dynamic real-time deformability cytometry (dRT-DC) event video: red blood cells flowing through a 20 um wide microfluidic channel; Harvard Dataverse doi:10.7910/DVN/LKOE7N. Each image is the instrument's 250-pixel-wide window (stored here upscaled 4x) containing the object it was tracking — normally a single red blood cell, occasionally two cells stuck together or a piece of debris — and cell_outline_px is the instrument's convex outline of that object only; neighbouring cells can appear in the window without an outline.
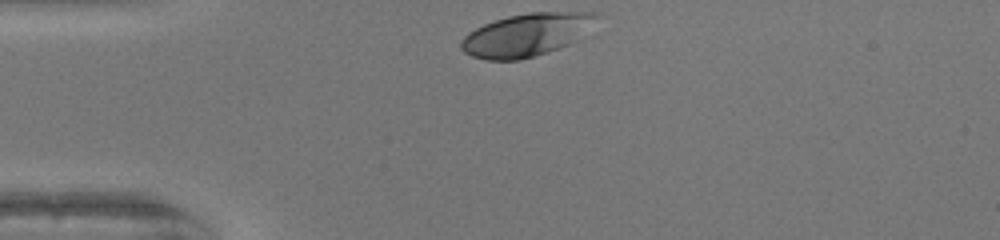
{"species": "human", "species_latin": "Homo sapiens", "temperature_condition": "warm", "stored_images_in_passage": 29, "camera_frame_rate_fps": 3000, "um_per_image_px": 0.085, "donor": {"sex": "female"}, "frame": {"image": 1, "passage_image": 1, "time_ms": 0.0, "image_size_px": [1000, 240], "cell_outline_px": [[604, 16], [568, 44], [520, 60], [484, 60], [472, 56], [464, 52], [460, 48], [460, 40], [468, 32], [484, 24], [508, 16], [528, 12], [596, 12]], "centroid_in_image_um": [44.72, 2.94], "position_along_channel_um": 40.3, "area_um2": 33.52}}
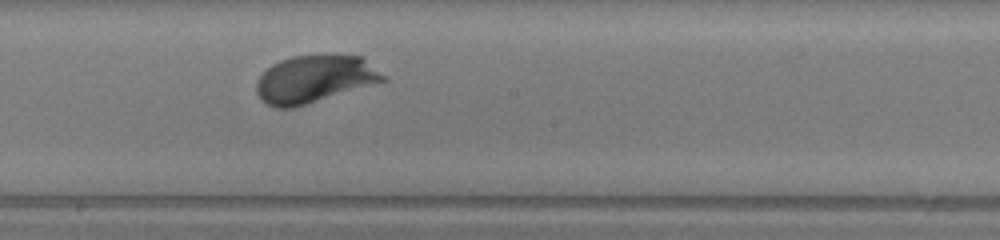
{"frame": {"image": 2, "passage_image": 17, "time_ms": 5.333, "image_size_px": [1000, 240], "cell_outline_px": [[388, 80], [292, 108], [276, 108], [260, 100], [256, 92], [256, 80], [272, 64], [280, 60], [292, 56], [328, 52], [364, 56], [388, 76]], "centroid_in_image_um": [26.8, 6.66], "position_along_channel_um": 221.4, "area_um2": 36.01}}
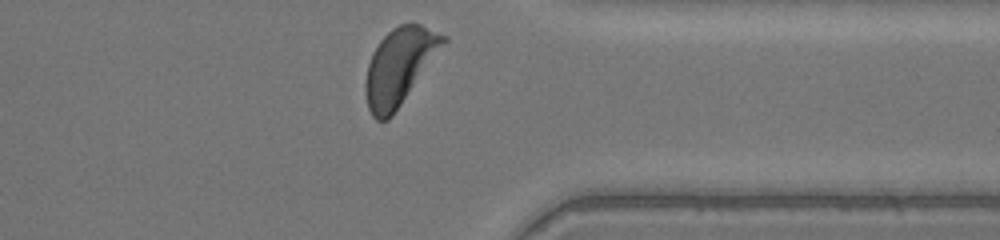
{"frame": {"image": 3, "passage_image": 29, "time_ms": 9.333, "image_size_px": [1000, 240], "cell_outline_px": [[448, 40], [392, 116], [388, 120], [376, 120], [372, 116], [368, 108], [364, 92], [364, 84], [368, 64], [372, 52], [380, 40], [392, 28], [400, 24], [412, 20], [448, 36]], "centroid_in_image_um": [33.94, 5.61], "position_along_channel_um": 377.5, "area_um2": 34.8}, "authors_computed_cell_mechanics": {"area_um2": 33.524, "velocity_mm_per_s": 4.0289, "shape_relaxation_time_tau1_ms": 1.7422, "shape_relaxation_time_tau2_ms": null, "deformation_change_tau1": 0.1396, "deformation_change_tau2": null}}